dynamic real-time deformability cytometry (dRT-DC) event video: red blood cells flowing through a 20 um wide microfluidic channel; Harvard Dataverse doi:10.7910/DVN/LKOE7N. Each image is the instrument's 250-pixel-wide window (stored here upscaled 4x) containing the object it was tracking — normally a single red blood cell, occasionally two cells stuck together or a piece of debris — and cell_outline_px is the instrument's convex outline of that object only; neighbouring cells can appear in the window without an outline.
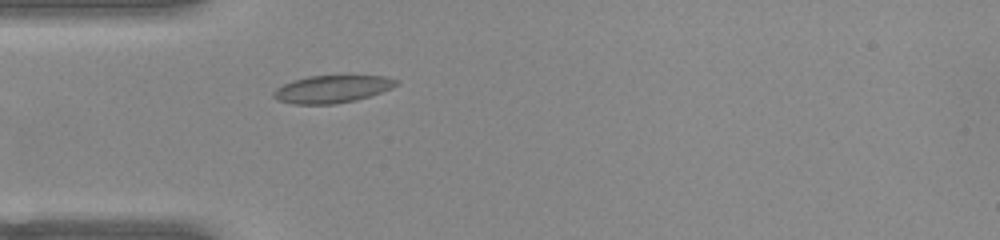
{"species": "common noctule bat (a hibernating species)", "species_latin": "Nyctalus noctula", "temperature_condition": "warm", "stored_images_in_passage": 38, "camera_frame_rate_fps": 3000, "um_per_image_px": 0.085, "animal": {"sex": "female", "body_mass_g": 22.0, "forearm_length_mm": 56.7}, "frame": {"image": 1, "passage_image": 1, "time_ms": 0.0, "image_size_px": [1000, 240], "cell_outline_px": [[400, 84], [392, 88], [356, 100], [332, 104], [292, 104], [276, 100], [272, 96], [272, 92], [276, 88], [284, 84], [308, 76], [384, 76], [400, 80]], "centroid_in_image_um": [28.23, 7.57], "position_along_channel_um": 56.8, "area_um2": 19.59}}
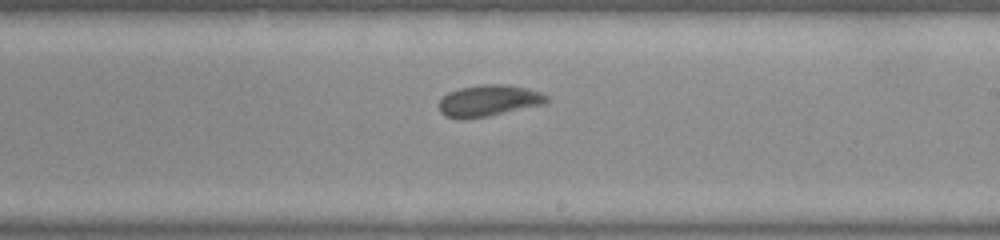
{"frame": {"image": 2, "passage_image": 16, "time_ms": 5.0, "image_size_px": [1000, 240], "cell_outline_px": [[548, 100], [544, 104], [488, 116], [444, 116], [440, 112], [440, 100], [448, 92], [460, 88], [484, 84], [500, 84], [524, 88], [540, 92], [548, 96]], "centroid_in_image_um": [41.57, 8.52], "position_along_channel_um": 247.4, "area_um2": 18.9}}
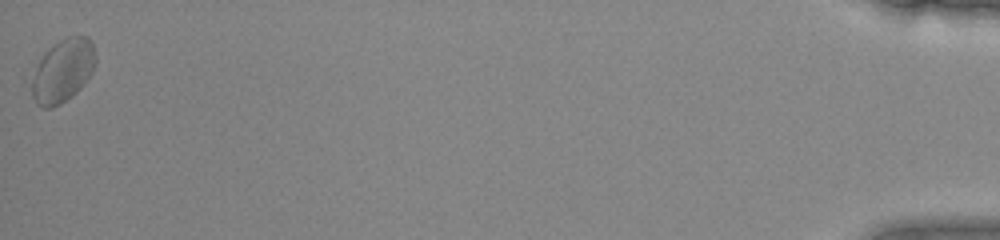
{"frame": {"image": 3, "passage_image": 38, "time_ms": 12.333, "image_size_px": [1000, 240], "cell_outline_px": [[96, 64], [92, 72], [80, 88], [72, 96], [60, 104], [52, 108], [44, 108], [32, 96], [32, 80], [36, 64], [44, 52], [48, 48], [60, 40], [68, 36], [88, 36], [92, 40], [96, 56]], "centroid_in_image_um": [5.36, 5.98], "position_along_channel_um": 429.8, "area_um2": 23.52}, "authors_computed_cell_mechanics": {"area_um2": 19.7098, "velocity_mm_per_s": 3.8869, "shape_relaxation_time_tau1_ms": 8.4228, "shape_relaxation_time_tau2_ms": 0.9345, "deformation_change_tau1": 0.1293, "deformation_change_tau2": 0.0408}}